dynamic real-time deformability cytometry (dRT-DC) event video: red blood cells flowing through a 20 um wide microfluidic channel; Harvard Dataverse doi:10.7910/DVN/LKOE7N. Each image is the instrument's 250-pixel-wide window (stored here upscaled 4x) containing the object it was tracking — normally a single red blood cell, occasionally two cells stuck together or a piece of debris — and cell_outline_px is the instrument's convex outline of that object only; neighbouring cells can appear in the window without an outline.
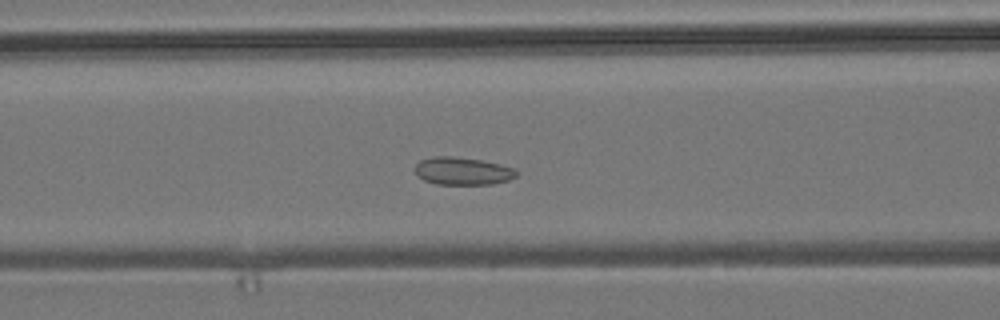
{"species": "common noctule bat (a hibernating species)", "species_latin": "Nyctalus noctula", "temperature_condition": "room temperature", "stored_images_in_passage": 41, "camera_frame_rate_fps": 3000, "um_per_image_px": 0.085, "animal": {"sex": "male", "body_mass_g": 19.2, "forearm_length_mm": 51.8}, "frame": {"image": 1, "passage_image": 9, "time_ms": 2.667, "image_size_px": [1000, 320], "cell_outline_px": [[520, 172], [516, 176], [508, 180], [492, 184], [436, 184], [424, 180], [416, 172], [416, 164], [420, 160], [432, 156], [452, 156], [480, 160], [500, 164], [516, 168]], "centroid_in_image_um": [39.36, 14.53], "position_along_channel_um": 127.2, "area_um2": 16.36}}
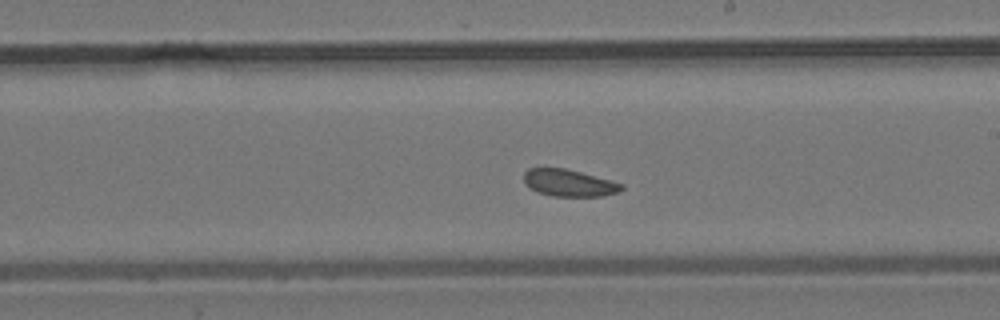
{"frame": {"image": 2, "passage_image": 18, "time_ms": 5.667, "image_size_px": [1000, 320], "cell_outline_px": [[624, 188], [620, 192], [600, 196], [552, 196], [536, 192], [524, 180], [524, 172], [528, 168], [564, 168], [612, 180], [624, 184]], "centroid_in_image_um": [48.4, 15.55], "position_along_channel_um": 240.6, "area_um2": 15.32}}
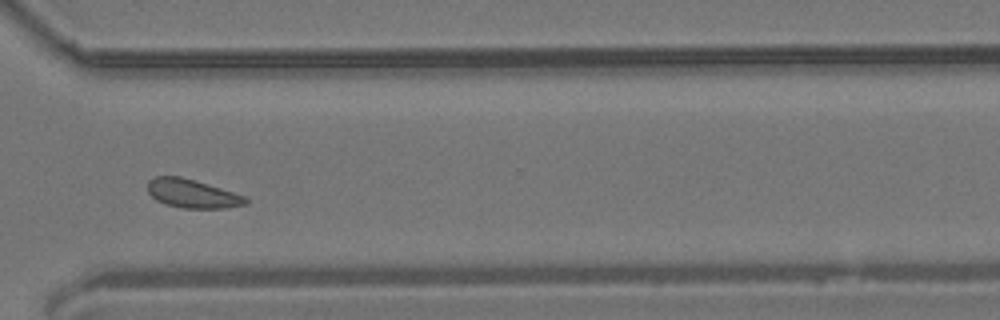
{"frame": {"image": 3, "passage_image": 27, "time_ms": 8.667, "image_size_px": [1000, 320], "cell_outline_px": [[248, 204], [228, 208], [184, 208], [168, 204], [156, 200], [148, 192], [148, 180], [156, 176], [180, 176], [220, 188], [244, 196], [248, 200]], "centroid_in_image_um": [16.34, 16.46], "position_along_channel_um": 354.3, "area_um2": 16.13}, "authors_computed_cell_mechanics": {"area_um2": 16.2418, "velocity_mm_per_s": 3.7946, "shape_relaxation_time_tau1_ms": null, "shape_relaxation_time_tau2_ms": 2.1855, "deformation_change_tau1": null, "deformation_change_tau2": 0.0658}}